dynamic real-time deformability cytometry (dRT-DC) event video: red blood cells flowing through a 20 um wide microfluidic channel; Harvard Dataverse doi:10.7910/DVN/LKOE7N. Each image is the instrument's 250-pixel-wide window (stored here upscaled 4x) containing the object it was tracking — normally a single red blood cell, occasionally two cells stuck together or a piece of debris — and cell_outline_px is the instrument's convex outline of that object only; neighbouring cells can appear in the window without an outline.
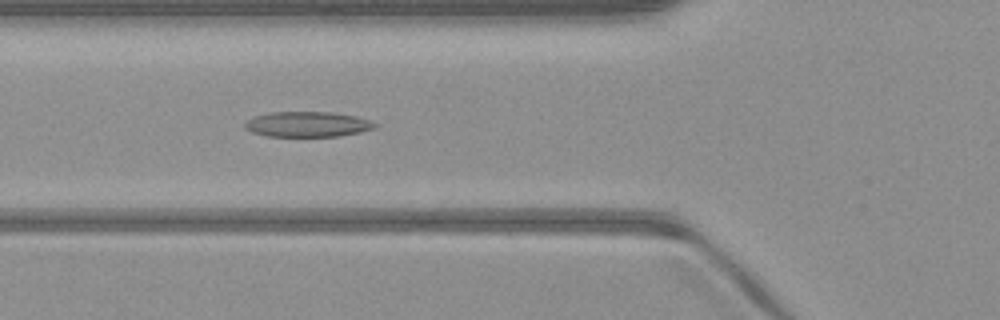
{"species": "common noctule bat (a hibernating species)", "species_latin": "Nyctalus noctula", "temperature_condition": "warm", "stored_images_in_passage": 42, "camera_frame_rate_fps": 3000, "um_per_image_px": 0.085, "animal": {"sex": "male", "body_mass_g": 23.1, "forearm_length_mm": 52.7}, "frame": {"image": 1, "passage_image": 10, "time_ms": 3.0, "image_size_px": [1000, 320], "cell_outline_px": [[376, 128], [360, 132], [340, 136], [268, 136], [252, 132], [244, 128], [244, 124], [252, 116], [268, 112], [332, 112], [356, 116], [368, 120], [376, 124]], "centroid_in_image_um": [26.11, 10.56], "position_along_channel_um": 99.7, "area_um2": 19.19}}
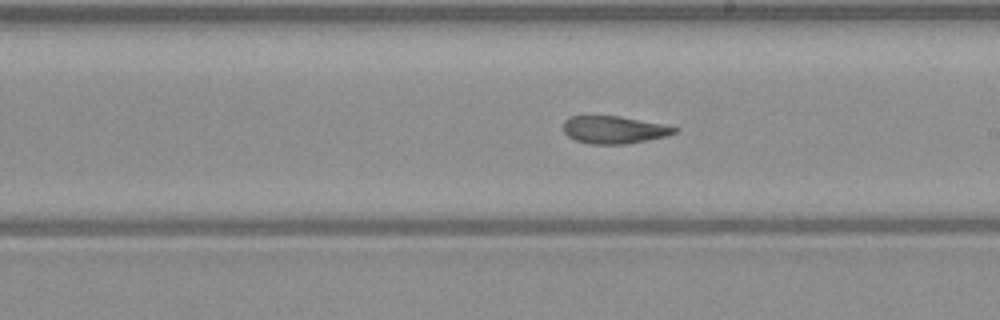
{"frame": {"image": 2, "passage_image": 20, "time_ms": 6.333, "image_size_px": [1000, 320], "cell_outline_px": [[680, 128], [676, 132], [664, 136], [624, 144], [588, 144], [576, 140], [568, 136], [564, 132], [564, 120], [568, 116], [620, 116], [664, 124]], "centroid_in_image_um": [52.17, 11.02], "position_along_channel_um": 236.8, "area_um2": 17.74}}
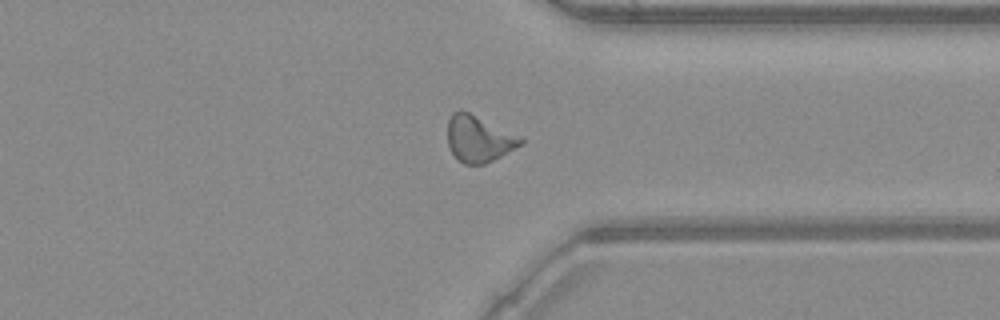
{"frame": {"image": 3, "passage_image": 30, "time_ms": 9.667, "image_size_px": [1000, 320], "cell_outline_px": [[524, 144], [484, 164], [464, 164], [452, 152], [448, 144], [448, 120], [452, 112], [468, 112], [524, 136]], "centroid_in_image_um": [40.76, 11.79], "position_along_channel_um": 370.6, "area_um2": 19.71}, "authors_computed_cell_mechanics": {"area_um2": 19.3052, "velocity_mm_per_s": 4.1013, "shape_relaxation_time_tau1_ms": 9.7238, "shape_relaxation_time_tau2_ms": 2.9984, "deformation_change_tau1": 0.2321, "deformation_change_tau2": 0.1245}}